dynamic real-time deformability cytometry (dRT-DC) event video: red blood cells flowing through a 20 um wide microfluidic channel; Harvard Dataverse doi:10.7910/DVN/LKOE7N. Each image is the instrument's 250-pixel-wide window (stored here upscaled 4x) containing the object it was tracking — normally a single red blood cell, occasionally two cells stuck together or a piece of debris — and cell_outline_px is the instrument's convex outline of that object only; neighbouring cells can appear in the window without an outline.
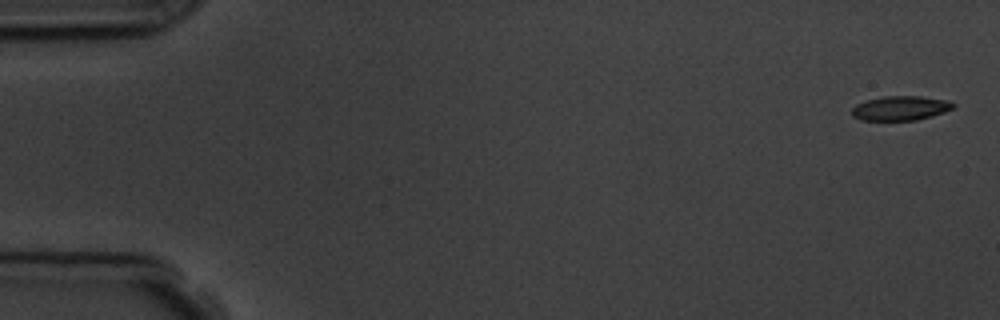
{"species": "common noctule bat (a hibernating species)", "species_latin": "Nyctalus noctula", "temperature_condition": "room temperature", "stored_images_in_passage": 5, "camera_frame_rate_fps": 3000, "um_per_image_px": 0.085, "animal": {"sex": "male", "body_mass_g": 19.5, "forearm_length_mm": 54.6}, "frame": {"image": 1, "passage_image": 1, "time_ms": 0.0, "image_size_px": [1000, 320], "cell_outline_px": [[956, 104], [952, 108], [944, 112], [932, 116], [916, 120], [860, 120], [852, 116], [852, 108], [856, 104], [868, 100], [884, 96], [920, 96], [948, 100]], "centroid_in_image_um": [76.54, 9.19], "position_along_channel_um": 8.5, "area_um2": 14.39}}
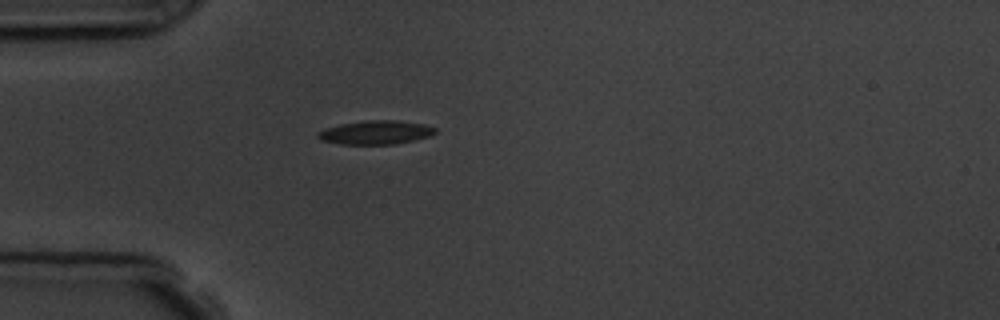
{"frame": {"image": 2, "passage_image": 5, "time_ms": 4.667, "image_size_px": [1000, 320], "cell_outline_px": [[436, 132], [428, 136], [396, 144], [340, 144], [320, 140], [316, 136], [316, 132], [324, 128], [340, 124], [364, 120], [396, 120], [424, 124], [436, 128]], "centroid_in_image_um": [31.87, 11.25], "position_along_channel_um": 53.1, "area_um2": 16.3}}